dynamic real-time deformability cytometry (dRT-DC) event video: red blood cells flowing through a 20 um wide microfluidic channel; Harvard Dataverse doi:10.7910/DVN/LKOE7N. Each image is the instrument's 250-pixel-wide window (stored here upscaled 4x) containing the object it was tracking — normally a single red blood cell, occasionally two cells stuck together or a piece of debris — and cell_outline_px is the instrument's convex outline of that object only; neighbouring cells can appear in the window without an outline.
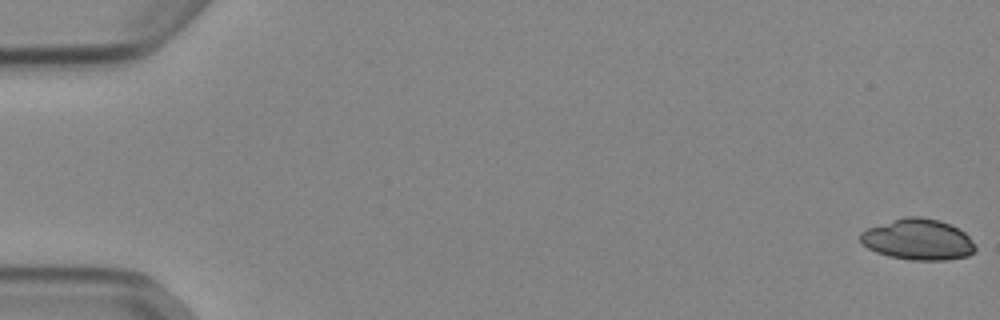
{"species": "Egyptian fruit bat (a non-hibernating species)", "species_latin": "Rousettus aegyptiacus", "temperature_condition": "cold", "stored_images_in_passage": 48, "camera_frame_rate_fps": 3000, "um_per_image_px": 0.085, "animal": {"sex": "female"}, "frame": {"image": 1, "passage_image": 1, "time_ms": 0.0, "image_size_px": [1000, 320], "cell_outline_px": [[976, 248], [968, 256], [948, 260], [912, 260], [888, 256], [876, 252], [868, 248], [860, 240], [860, 232], [868, 228], [904, 216], [920, 216], [940, 220], [964, 232], [968, 236]], "centroid_in_image_um": [78.01, 20.36], "position_along_channel_um": 7.0, "area_um2": 27.34}}
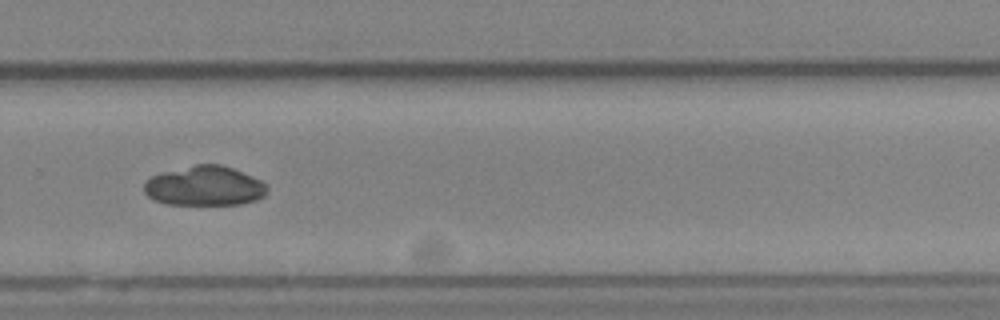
{"frame": {"image": 2, "passage_image": 37, "time_ms": 12.0, "image_size_px": [1000, 320], "cell_outline_px": [[268, 188], [264, 196], [256, 200], [240, 204], [164, 204], [148, 196], [144, 192], [144, 180], [160, 172], [196, 164], [220, 164], [232, 168], [252, 176], [268, 184]], "centroid_in_image_um": [17.38, 15.8], "position_along_channel_um": 312.4, "area_um2": 28.55}}
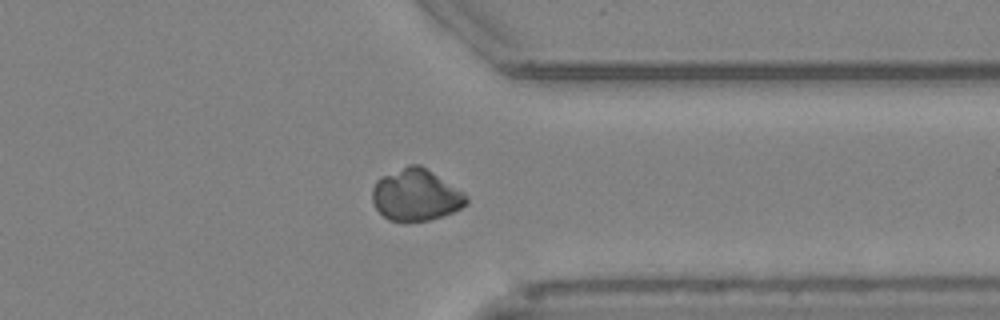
{"frame": {"image": 3, "passage_image": 42, "time_ms": 13.667, "image_size_px": [1000, 320], "cell_outline_px": [[468, 204], [444, 216], [428, 220], [388, 220], [376, 208], [372, 200], [372, 188], [376, 180], [380, 176], [408, 164], [420, 164], [464, 192], [468, 196]], "centroid_in_image_um": [35.35, 16.55], "position_along_channel_um": 376.1, "area_um2": 28.38}}